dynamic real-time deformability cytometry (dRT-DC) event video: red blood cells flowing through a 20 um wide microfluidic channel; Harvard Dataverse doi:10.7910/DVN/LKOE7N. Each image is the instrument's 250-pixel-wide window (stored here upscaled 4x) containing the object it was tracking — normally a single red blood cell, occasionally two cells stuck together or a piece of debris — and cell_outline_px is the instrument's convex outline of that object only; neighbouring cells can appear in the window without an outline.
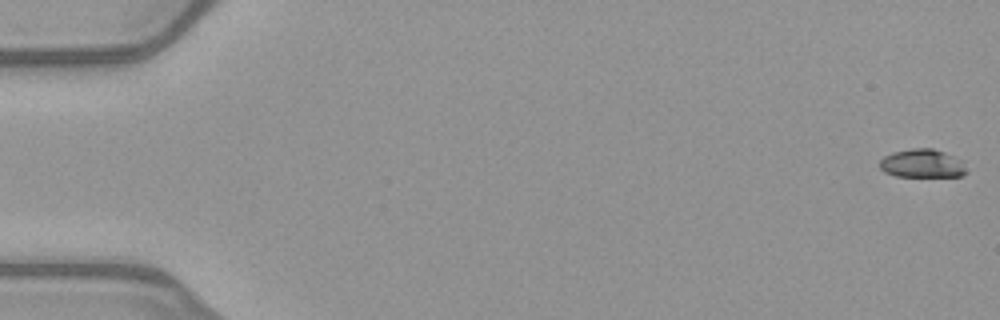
{"species": "common noctule bat (a hibernating species)", "species_latin": "Nyctalus noctula", "temperature_condition": "warm", "stored_images_in_passage": 52, "camera_frame_rate_fps": 3000, "um_per_image_px": 0.085, "animal": {"sex": "female", "body_mass_g": 21.9}, "frame": {"image": 1, "passage_image": 1, "time_ms": 0.0, "image_size_px": [1000, 320], "cell_outline_px": [[968, 172], [964, 176], [896, 176], [884, 172], [880, 168], [880, 160], [884, 156], [892, 152], [912, 148], [932, 148], [944, 152], [960, 160]], "centroid_in_image_um": [78.37, 13.9], "position_along_channel_um": 6.6, "area_um2": 14.33}}
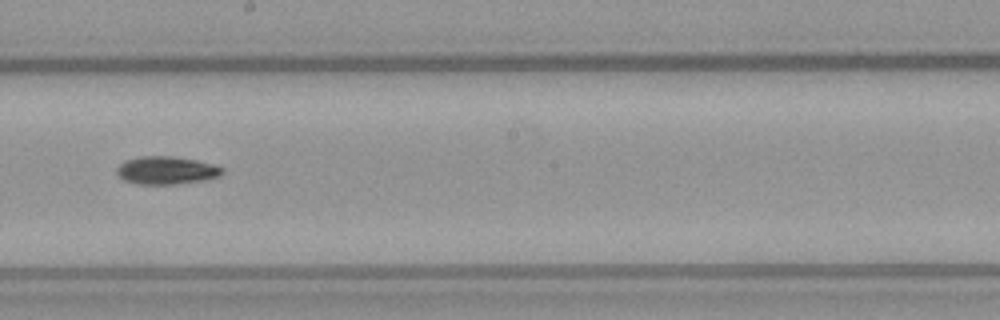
{"frame": {"image": 2, "passage_image": 30, "time_ms": 9.667, "image_size_px": [1000, 320], "cell_outline_px": [[224, 172], [220, 176], [208, 180], [176, 184], [136, 184], [124, 180], [116, 172], [116, 168], [120, 164], [128, 160], [140, 156], [172, 156], [196, 160], [216, 164], [224, 168]], "centroid_in_image_um": [14.21, 14.48], "position_along_channel_um": 234.0, "area_um2": 17.34}}
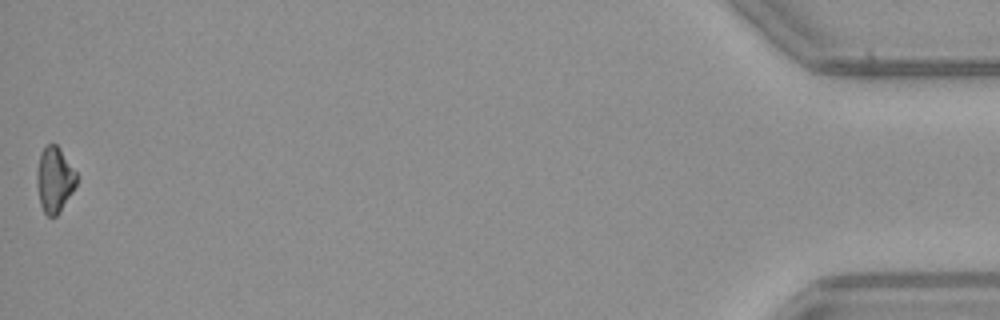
{"frame": {"image": 3, "passage_image": 52, "time_ms": 17.0, "image_size_px": [1000, 320], "cell_outline_px": [[76, 184], [72, 192], [60, 212], [56, 216], [48, 216], [44, 212], [40, 204], [36, 176], [36, 172], [40, 152], [48, 144], [56, 144], [60, 148], [76, 172]], "centroid_in_image_um": [4.62, 15.26], "position_along_channel_um": 430.6, "area_um2": 15.03}, "authors_computed_cell_mechanics": {"area_um2": 15.6638, "velocity_mm_per_s": 4.0379, "shape_relaxation_time_tau1_ms": 5.5693, "shape_relaxation_time_tau2_ms": null, "deformation_change_tau1": 0.1348, "deformation_change_tau2": null}}